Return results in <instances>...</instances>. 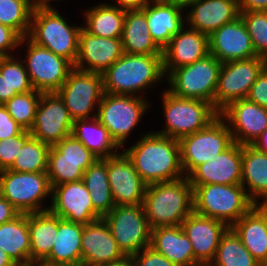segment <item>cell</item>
Returning <instances> with one entry per match:
<instances>
[{
	"label": "cell",
	"mask_w": 267,
	"mask_h": 266,
	"mask_svg": "<svg viewBox=\"0 0 267 266\" xmlns=\"http://www.w3.org/2000/svg\"><path fill=\"white\" fill-rule=\"evenodd\" d=\"M8 100V84L5 77H2L0 73V104H5Z\"/></svg>",
	"instance_id": "db71d44e"
},
{
	"label": "cell",
	"mask_w": 267,
	"mask_h": 266,
	"mask_svg": "<svg viewBox=\"0 0 267 266\" xmlns=\"http://www.w3.org/2000/svg\"><path fill=\"white\" fill-rule=\"evenodd\" d=\"M122 152L147 185L185 177L177 139L149 132Z\"/></svg>",
	"instance_id": "6da1fadb"
},
{
	"label": "cell",
	"mask_w": 267,
	"mask_h": 266,
	"mask_svg": "<svg viewBox=\"0 0 267 266\" xmlns=\"http://www.w3.org/2000/svg\"><path fill=\"white\" fill-rule=\"evenodd\" d=\"M184 8L185 6L178 3L154 0L142 9L150 35L161 50L185 26L186 22L182 17Z\"/></svg>",
	"instance_id": "4316f807"
},
{
	"label": "cell",
	"mask_w": 267,
	"mask_h": 266,
	"mask_svg": "<svg viewBox=\"0 0 267 266\" xmlns=\"http://www.w3.org/2000/svg\"><path fill=\"white\" fill-rule=\"evenodd\" d=\"M209 52L221 63L257 56L241 16L209 36Z\"/></svg>",
	"instance_id": "603a6c76"
},
{
	"label": "cell",
	"mask_w": 267,
	"mask_h": 266,
	"mask_svg": "<svg viewBox=\"0 0 267 266\" xmlns=\"http://www.w3.org/2000/svg\"><path fill=\"white\" fill-rule=\"evenodd\" d=\"M0 249L5 251L17 266L31 265L28 214L20 213L0 225Z\"/></svg>",
	"instance_id": "1f68e13d"
},
{
	"label": "cell",
	"mask_w": 267,
	"mask_h": 266,
	"mask_svg": "<svg viewBox=\"0 0 267 266\" xmlns=\"http://www.w3.org/2000/svg\"><path fill=\"white\" fill-rule=\"evenodd\" d=\"M240 12L244 11H267V0H241Z\"/></svg>",
	"instance_id": "816d5d0a"
},
{
	"label": "cell",
	"mask_w": 267,
	"mask_h": 266,
	"mask_svg": "<svg viewBox=\"0 0 267 266\" xmlns=\"http://www.w3.org/2000/svg\"><path fill=\"white\" fill-rule=\"evenodd\" d=\"M107 175L115 206L143 204L147 184L123 152L107 158Z\"/></svg>",
	"instance_id": "44dd1931"
},
{
	"label": "cell",
	"mask_w": 267,
	"mask_h": 266,
	"mask_svg": "<svg viewBox=\"0 0 267 266\" xmlns=\"http://www.w3.org/2000/svg\"><path fill=\"white\" fill-rule=\"evenodd\" d=\"M8 57V55L6 53H4L3 51H0V67L3 63V61Z\"/></svg>",
	"instance_id": "91938a15"
},
{
	"label": "cell",
	"mask_w": 267,
	"mask_h": 266,
	"mask_svg": "<svg viewBox=\"0 0 267 266\" xmlns=\"http://www.w3.org/2000/svg\"><path fill=\"white\" fill-rule=\"evenodd\" d=\"M52 0H31L34 9L39 8H53L50 3ZM54 1V0H53Z\"/></svg>",
	"instance_id": "6f0895ef"
},
{
	"label": "cell",
	"mask_w": 267,
	"mask_h": 266,
	"mask_svg": "<svg viewBox=\"0 0 267 266\" xmlns=\"http://www.w3.org/2000/svg\"><path fill=\"white\" fill-rule=\"evenodd\" d=\"M123 52L132 55L162 54V50L153 41L144 11H126L123 35Z\"/></svg>",
	"instance_id": "836d02e7"
},
{
	"label": "cell",
	"mask_w": 267,
	"mask_h": 266,
	"mask_svg": "<svg viewBox=\"0 0 267 266\" xmlns=\"http://www.w3.org/2000/svg\"><path fill=\"white\" fill-rule=\"evenodd\" d=\"M259 264L235 231L229 227L221 237L215 257L208 266H259Z\"/></svg>",
	"instance_id": "74e56055"
},
{
	"label": "cell",
	"mask_w": 267,
	"mask_h": 266,
	"mask_svg": "<svg viewBox=\"0 0 267 266\" xmlns=\"http://www.w3.org/2000/svg\"><path fill=\"white\" fill-rule=\"evenodd\" d=\"M256 55L267 60V11L240 12Z\"/></svg>",
	"instance_id": "7bdbcfd3"
},
{
	"label": "cell",
	"mask_w": 267,
	"mask_h": 266,
	"mask_svg": "<svg viewBox=\"0 0 267 266\" xmlns=\"http://www.w3.org/2000/svg\"><path fill=\"white\" fill-rule=\"evenodd\" d=\"M88 33L104 38H122L126 11L111 4L101 3L85 12Z\"/></svg>",
	"instance_id": "d590c367"
},
{
	"label": "cell",
	"mask_w": 267,
	"mask_h": 266,
	"mask_svg": "<svg viewBox=\"0 0 267 266\" xmlns=\"http://www.w3.org/2000/svg\"><path fill=\"white\" fill-rule=\"evenodd\" d=\"M165 126L156 133L179 140L207 127L218 116L213 104L198 100L181 98L169 90L163 92Z\"/></svg>",
	"instance_id": "8992f818"
},
{
	"label": "cell",
	"mask_w": 267,
	"mask_h": 266,
	"mask_svg": "<svg viewBox=\"0 0 267 266\" xmlns=\"http://www.w3.org/2000/svg\"><path fill=\"white\" fill-rule=\"evenodd\" d=\"M154 0H115L117 5L122 10H140L143 9L146 5L150 4Z\"/></svg>",
	"instance_id": "f907efd6"
},
{
	"label": "cell",
	"mask_w": 267,
	"mask_h": 266,
	"mask_svg": "<svg viewBox=\"0 0 267 266\" xmlns=\"http://www.w3.org/2000/svg\"><path fill=\"white\" fill-rule=\"evenodd\" d=\"M103 219L126 257L150 247L151 228L142 204L115 206Z\"/></svg>",
	"instance_id": "30bf717a"
},
{
	"label": "cell",
	"mask_w": 267,
	"mask_h": 266,
	"mask_svg": "<svg viewBox=\"0 0 267 266\" xmlns=\"http://www.w3.org/2000/svg\"><path fill=\"white\" fill-rule=\"evenodd\" d=\"M84 225L58 217V230L50 255L40 266H82Z\"/></svg>",
	"instance_id": "83f0119b"
},
{
	"label": "cell",
	"mask_w": 267,
	"mask_h": 266,
	"mask_svg": "<svg viewBox=\"0 0 267 266\" xmlns=\"http://www.w3.org/2000/svg\"><path fill=\"white\" fill-rule=\"evenodd\" d=\"M266 65L267 60L259 56L222 63L214 95L215 109L220 113L230 103L247 98Z\"/></svg>",
	"instance_id": "5bb4252c"
},
{
	"label": "cell",
	"mask_w": 267,
	"mask_h": 266,
	"mask_svg": "<svg viewBox=\"0 0 267 266\" xmlns=\"http://www.w3.org/2000/svg\"><path fill=\"white\" fill-rule=\"evenodd\" d=\"M57 93L73 121L96 117L97 112L94 115L91 113L98 109L97 105L105 93L103 76L101 73L73 68Z\"/></svg>",
	"instance_id": "7c38bea8"
},
{
	"label": "cell",
	"mask_w": 267,
	"mask_h": 266,
	"mask_svg": "<svg viewBox=\"0 0 267 266\" xmlns=\"http://www.w3.org/2000/svg\"><path fill=\"white\" fill-rule=\"evenodd\" d=\"M0 266H17L11 258L8 256V254L0 249Z\"/></svg>",
	"instance_id": "9f6ffc18"
},
{
	"label": "cell",
	"mask_w": 267,
	"mask_h": 266,
	"mask_svg": "<svg viewBox=\"0 0 267 266\" xmlns=\"http://www.w3.org/2000/svg\"><path fill=\"white\" fill-rule=\"evenodd\" d=\"M21 38L15 30L0 23V51H3L8 56H12L10 52L20 46Z\"/></svg>",
	"instance_id": "c3c4849f"
},
{
	"label": "cell",
	"mask_w": 267,
	"mask_h": 266,
	"mask_svg": "<svg viewBox=\"0 0 267 266\" xmlns=\"http://www.w3.org/2000/svg\"><path fill=\"white\" fill-rule=\"evenodd\" d=\"M55 8L34 9L28 34L35 44L75 64L82 26L68 25Z\"/></svg>",
	"instance_id": "5b68a950"
},
{
	"label": "cell",
	"mask_w": 267,
	"mask_h": 266,
	"mask_svg": "<svg viewBox=\"0 0 267 266\" xmlns=\"http://www.w3.org/2000/svg\"><path fill=\"white\" fill-rule=\"evenodd\" d=\"M247 99L267 109V65L251 86Z\"/></svg>",
	"instance_id": "bcb514c9"
},
{
	"label": "cell",
	"mask_w": 267,
	"mask_h": 266,
	"mask_svg": "<svg viewBox=\"0 0 267 266\" xmlns=\"http://www.w3.org/2000/svg\"><path fill=\"white\" fill-rule=\"evenodd\" d=\"M259 152L267 154V129L251 145Z\"/></svg>",
	"instance_id": "f5cc1de1"
},
{
	"label": "cell",
	"mask_w": 267,
	"mask_h": 266,
	"mask_svg": "<svg viewBox=\"0 0 267 266\" xmlns=\"http://www.w3.org/2000/svg\"><path fill=\"white\" fill-rule=\"evenodd\" d=\"M142 205L151 229L180 226L193 212V187L186 176L149 184Z\"/></svg>",
	"instance_id": "7a4b0ae2"
},
{
	"label": "cell",
	"mask_w": 267,
	"mask_h": 266,
	"mask_svg": "<svg viewBox=\"0 0 267 266\" xmlns=\"http://www.w3.org/2000/svg\"><path fill=\"white\" fill-rule=\"evenodd\" d=\"M24 130L25 129L11 117L6 107L0 104V140L20 135Z\"/></svg>",
	"instance_id": "7dc6e473"
},
{
	"label": "cell",
	"mask_w": 267,
	"mask_h": 266,
	"mask_svg": "<svg viewBox=\"0 0 267 266\" xmlns=\"http://www.w3.org/2000/svg\"><path fill=\"white\" fill-rule=\"evenodd\" d=\"M104 92L115 95L140 94L165 77L162 54L123 53L104 73Z\"/></svg>",
	"instance_id": "3957f363"
},
{
	"label": "cell",
	"mask_w": 267,
	"mask_h": 266,
	"mask_svg": "<svg viewBox=\"0 0 267 266\" xmlns=\"http://www.w3.org/2000/svg\"><path fill=\"white\" fill-rule=\"evenodd\" d=\"M31 265H40L51 253L58 230V216L50 209L28 214Z\"/></svg>",
	"instance_id": "4dcf8cb0"
},
{
	"label": "cell",
	"mask_w": 267,
	"mask_h": 266,
	"mask_svg": "<svg viewBox=\"0 0 267 266\" xmlns=\"http://www.w3.org/2000/svg\"><path fill=\"white\" fill-rule=\"evenodd\" d=\"M27 43L24 64L34 90L42 93L57 92L65 83L68 74L74 68L66 58L41 47L28 37H22L19 45Z\"/></svg>",
	"instance_id": "4fadbf2b"
},
{
	"label": "cell",
	"mask_w": 267,
	"mask_h": 266,
	"mask_svg": "<svg viewBox=\"0 0 267 266\" xmlns=\"http://www.w3.org/2000/svg\"><path fill=\"white\" fill-rule=\"evenodd\" d=\"M162 1L172 2V3H178V4H181L183 6H186L192 0H162Z\"/></svg>",
	"instance_id": "680465c9"
},
{
	"label": "cell",
	"mask_w": 267,
	"mask_h": 266,
	"mask_svg": "<svg viewBox=\"0 0 267 266\" xmlns=\"http://www.w3.org/2000/svg\"><path fill=\"white\" fill-rule=\"evenodd\" d=\"M23 60H15L14 56H8L0 67L2 77H5L8 84L9 100L22 93H27L33 90L28 72Z\"/></svg>",
	"instance_id": "b9f144b4"
},
{
	"label": "cell",
	"mask_w": 267,
	"mask_h": 266,
	"mask_svg": "<svg viewBox=\"0 0 267 266\" xmlns=\"http://www.w3.org/2000/svg\"><path fill=\"white\" fill-rule=\"evenodd\" d=\"M267 211V203L260 204Z\"/></svg>",
	"instance_id": "6125c7cd"
},
{
	"label": "cell",
	"mask_w": 267,
	"mask_h": 266,
	"mask_svg": "<svg viewBox=\"0 0 267 266\" xmlns=\"http://www.w3.org/2000/svg\"><path fill=\"white\" fill-rule=\"evenodd\" d=\"M49 207L58 217L82 225L102 218L94 210L83 180L53 186Z\"/></svg>",
	"instance_id": "e0dca14e"
},
{
	"label": "cell",
	"mask_w": 267,
	"mask_h": 266,
	"mask_svg": "<svg viewBox=\"0 0 267 266\" xmlns=\"http://www.w3.org/2000/svg\"><path fill=\"white\" fill-rule=\"evenodd\" d=\"M0 195L8 200L20 213L30 214L48 210L41 203L52 195L47 172L0 171Z\"/></svg>",
	"instance_id": "ba28073f"
},
{
	"label": "cell",
	"mask_w": 267,
	"mask_h": 266,
	"mask_svg": "<svg viewBox=\"0 0 267 266\" xmlns=\"http://www.w3.org/2000/svg\"><path fill=\"white\" fill-rule=\"evenodd\" d=\"M173 36L162 50L163 71L167 77L174 69L192 64L208 54L209 36L195 29H184Z\"/></svg>",
	"instance_id": "d4e9b609"
},
{
	"label": "cell",
	"mask_w": 267,
	"mask_h": 266,
	"mask_svg": "<svg viewBox=\"0 0 267 266\" xmlns=\"http://www.w3.org/2000/svg\"><path fill=\"white\" fill-rule=\"evenodd\" d=\"M259 266H267V257L259 264Z\"/></svg>",
	"instance_id": "94428289"
},
{
	"label": "cell",
	"mask_w": 267,
	"mask_h": 266,
	"mask_svg": "<svg viewBox=\"0 0 267 266\" xmlns=\"http://www.w3.org/2000/svg\"><path fill=\"white\" fill-rule=\"evenodd\" d=\"M33 10L31 0H0V23L27 37Z\"/></svg>",
	"instance_id": "ab89813d"
},
{
	"label": "cell",
	"mask_w": 267,
	"mask_h": 266,
	"mask_svg": "<svg viewBox=\"0 0 267 266\" xmlns=\"http://www.w3.org/2000/svg\"><path fill=\"white\" fill-rule=\"evenodd\" d=\"M100 266H135V264L132 257H125L124 259L118 262L103 264Z\"/></svg>",
	"instance_id": "11a10c76"
},
{
	"label": "cell",
	"mask_w": 267,
	"mask_h": 266,
	"mask_svg": "<svg viewBox=\"0 0 267 266\" xmlns=\"http://www.w3.org/2000/svg\"><path fill=\"white\" fill-rule=\"evenodd\" d=\"M241 185L256 205L267 203V154L251 145H242ZM258 198L263 201L259 203Z\"/></svg>",
	"instance_id": "d6a6232c"
},
{
	"label": "cell",
	"mask_w": 267,
	"mask_h": 266,
	"mask_svg": "<svg viewBox=\"0 0 267 266\" xmlns=\"http://www.w3.org/2000/svg\"><path fill=\"white\" fill-rule=\"evenodd\" d=\"M150 247L178 266H202L194 258L191 242L181 226L151 229Z\"/></svg>",
	"instance_id": "f1b7e54d"
},
{
	"label": "cell",
	"mask_w": 267,
	"mask_h": 266,
	"mask_svg": "<svg viewBox=\"0 0 267 266\" xmlns=\"http://www.w3.org/2000/svg\"><path fill=\"white\" fill-rule=\"evenodd\" d=\"M222 63L212 54L179 68L167 77L168 90L176 96L213 104Z\"/></svg>",
	"instance_id": "52a82bcc"
},
{
	"label": "cell",
	"mask_w": 267,
	"mask_h": 266,
	"mask_svg": "<svg viewBox=\"0 0 267 266\" xmlns=\"http://www.w3.org/2000/svg\"><path fill=\"white\" fill-rule=\"evenodd\" d=\"M180 161L187 177L197 166L221 154L233 143L228 124L219 115L207 127L178 140Z\"/></svg>",
	"instance_id": "9c48e42d"
},
{
	"label": "cell",
	"mask_w": 267,
	"mask_h": 266,
	"mask_svg": "<svg viewBox=\"0 0 267 266\" xmlns=\"http://www.w3.org/2000/svg\"><path fill=\"white\" fill-rule=\"evenodd\" d=\"M141 253V254H140ZM135 266H178L165 256L147 247L132 256Z\"/></svg>",
	"instance_id": "f6af8a7d"
},
{
	"label": "cell",
	"mask_w": 267,
	"mask_h": 266,
	"mask_svg": "<svg viewBox=\"0 0 267 266\" xmlns=\"http://www.w3.org/2000/svg\"><path fill=\"white\" fill-rule=\"evenodd\" d=\"M123 53L121 38L94 36L82 28L79 34L78 55L73 66L81 71L102 74Z\"/></svg>",
	"instance_id": "7402d4cb"
},
{
	"label": "cell",
	"mask_w": 267,
	"mask_h": 266,
	"mask_svg": "<svg viewBox=\"0 0 267 266\" xmlns=\"http://www.w3.org/2000/svg\"><path fill=\"white\" fill-rule=\"evenodd\" d=\"M191 186L193 187V212L223 221L229 227L256 205L241 184Z\"/></svg>",
	"instance_id": "277c9868"
},
{
	"label": "cell",
	"mask_w": 267,
	"mask_h": 266,
	"mask_svg": "<svg viewBox=\"0 0 267 266\" xmlns=\"http://www.w3.org/2000/svg\"><path fill=\"white\" fill-rule=\"evenodd\" d=\"M187 7V25L207 36L240 16L239 4L232 0H192Z\"/></svg>",
	"instance_id": "484cf974"
},
{
	"label": "cell",
	"mask_w": 267,
	"mask_h": 266,
	"mask_svg": "<svg viewBox=\"0 0 267 266\" xmlns=\"http://www.w3.org/2000/svg\"><path fill=\"white\" fill-rule=\"evenodd\" d=\"M98 158L72 134L50 147L47 175L51 187L83 179L84 171Z\"/></svg>",
	"instance_id": "9a60e30c"
},
{
	"label": "cell",
	"mask_w": 267,
	"mask_h": 266,
	"mask_svg": "<svg viewBox=\"0 0 267 266\" xmlns=\"http://www.w3.org/2000/svg\"><path fill=\"white\" fill-rule=\"evenodd\" d=\"M71 134L98 159H105L120 153L117 151L120 147L97 117L74 121Z\"/></svg>",
	"instance_id": "e575fe53"
},
{
	"label": "cell",
	"mask_w": 267,
	"mask_h": 266,
	"mask_svg": "<svg viewBox=\"0 0 267 266\" xmlns=\"http://www.w3.org/2000/svg\"><path fill=\"white\" fill-rule=\"evenodd\" d=\"M20 212L0 195V225L17 217Z\"/></svg>",
	"instance_id": "681fc988"
},
{
	"label": "cell",
	"mask_w": 267,
	"mask_h": 266,
	"mask_svg": "<svg viewBox=\"0 0 267 266\" xmlns=\"http://www.w3.org/2000/svg\"><path fill=\"white\" fill-rule=\"evenodd\" d=\"M82 180L90 192L94 210L103 218L115 207L107 175V158L91 164L84 171Z\"/></svg>",
	"instance_id": "8d00e7d4"
},
{
	"label": "cell",
	"mask_w": 267,
	"mask_h": 266,
	"mask_svg": "<svg viewBox=\"0 0 267 266\" xmlns=\"http://www.w3.org/2000/svg\"><path fill=\"white\" fill-rule=\"evenodd\" d=\"M32 137V134L24 130L20 135L0 140V171L9 169L20 149Z\"/></svg>",
	"instance_id": "ee69618b"
},
{
	"label": "cell",
	"mask_w": 267,
	"mask_h": 266,
	"mask_svg": "<svg viewBox=\"0 0 267 266\" xmlns=\"http://www.w3.org/2000/svg\"><path fill=\"white\" fill-rule=\"evenodd\" d=\"M187 177L191 185L241 184L242 145L234 142L221 154L197 166Z\"/></svg>",
	"instance_id": "d6986e66"
},
{
	"label": "cell",
	"mask_w": 267,
	"mask_h": 266,
	"mask_svg": "<svg viewBox=\"0 0 267 266\" xmlns=\"http://www.w3.org/2000/svg\"><path fill=\"white\" fill-rule=\"evenodd\" d=\"M73 124L74 121L58 93H42L29 132L33 138L53 146L71 135Z\"/></svg>",
	"instance_id": "2e32d148"
},
{
	"label": "cell",
	"mask_w": 267,
	"mask_h": 266,
	"mask_svg": "<svg viewBox=\"0 0 267 266\" xmlns=\"http://www.w3.org/2000/svg\"><path fill=\"white\" fill-rule=\"evenodd\" d=\"M180 226L191 242L194 258L202 266H208L212 262L221 237L229 228L223 221L195 212L186 217Z\"/></svg>",
	"instance_id": "ffe728a7"
},
{
	"label": "cell",
	"mask_w": 267,
	"mask_h": 266,
	"mask_svg": "<svg viewBox=\"0 0 267 266\" xmlns=\"http://www.w3.org/2000/svg\"><path fill=\"white\" fill-rule=\"evenodd\" d=\"M219 115L227 120L233 141L240 145H252L267 129V109L247 98L230 103Z\"/></svg>",
	"instance_id": "ac0fdd59"
},
{
	"label": "cell",
	"mask_w": 267,
	"mask_h": 266,
	"mask_svg": "<svg viewBox=\"0 0 267 266\" xmlns=\"http://www.w3.org/2000/svg\"><path fill=\"white\" fill-rule=\"evenodd\" d=\"M42 92L32 90L17 94L3 104L11 117L25 130L33 125Z\"/></svg>",
	"instance_id": "60d3db41"
},
{
	"label": "cell",
	"mask_w": 267,
	"mask_h": 266,
	"mask_svg": "<svg viewBox=\"0 0 267 266\" xmlns=\"http://www.w3.org/2000/svg\"><path fill=\"white\" fill-rule=\"evenodd\" d=\"M81 241L82 266H100L126 257L103 218L84 225Z\"/></svg>",
	"instance_id": "cb8c5ba5"
},
{
	"label": "cell",
	"mask_w": 267,
	"mask_h": 266,
	"mask_svg": "<svg viewBox=\"0 0 267 266\" xmlns=\"http://www.w3.org/2000/svg\"><path fill=\"white\" fill-rule=\"evenodd\" d=\"M231 228L259 263L267 257V211L261 205H255Z\"/></svg>",
	"instance_id": "f546056e"
},
{
	"label": "cell",
	"mask_w": 267,
	"mask_h": 266,
	"mask_svg": "<svg viewBox=\"0 0 267 266\" xmlns=\"http://www.w3.org/2000/svg\"><path fill=\"white\" fill-rule=\"evenodd\" d=\"M145 100L142 96L104 93L96 117L120 148L146 113L149 103Z\"/></svg>",
	"instance_id": "8fae6325"
},
{
	"label": "cell",
	"mask_w": 267,
	"mask_h": 266,
	"mask_svg": "<svg viewBox=\"0 0 267 266\" xmlns=\"http://www.w3.org/2000/svg\"><path fill=\"white\" fill-rule=\"evenodd\" d=\"M50 145L31 137L20 149L9 170L16 172H47Z\"/></svg>",
	"instance_id": "f35d334b"
},
{
	"label": "cell",
	"mask_w": 267,
	"mask_h": 266,
	"mask_svg": "<svg viewBox=\"0 0 267 266\" xmlns=\"http://www.w3.org/2000/svg\"><path fill=\"white\" fill-rule=\"evenodd\" d=\"M232 1H236L238 4H240L241 0H232Z\"/></svg>",
	"instance_id": "be15d7a7"
}]
</instances>
